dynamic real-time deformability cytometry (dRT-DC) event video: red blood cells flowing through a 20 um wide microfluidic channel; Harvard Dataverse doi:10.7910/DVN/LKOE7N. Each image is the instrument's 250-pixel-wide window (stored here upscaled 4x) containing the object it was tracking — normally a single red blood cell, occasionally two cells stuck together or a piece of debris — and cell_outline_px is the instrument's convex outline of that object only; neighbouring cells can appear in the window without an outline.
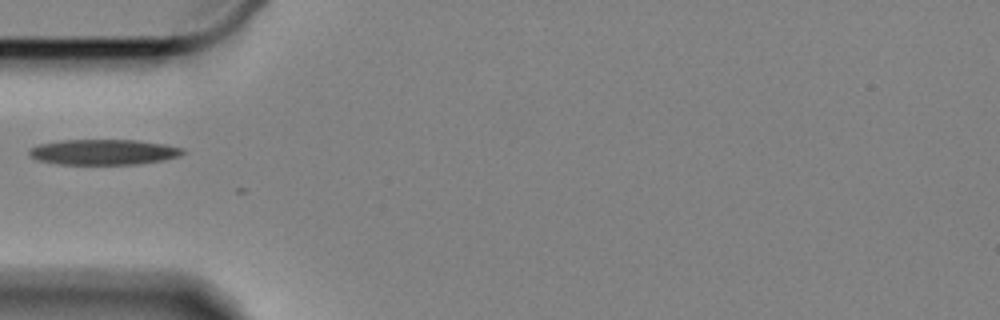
{"species": "Egyptian fruit bat (a non-hibernating species)", "species_latin": "Rousettus aegyptiacus", "temperature_condition": "cold", "stored_images_in_passage": 4, "camera_frame_rate_fps": 3000, "um_per_image_px": 0.085, "animal": {"sex": "female"}, "frame": {"image": 1, "passage_image": 2, "time_ms": 0.333, "image_size_px": [1000, 320], "cell_outline_px": [[184, 152], [180, 156], [160, 160], [136, 164], [56, 164], [36, 160], [28, 156], [28, 152], [32, 148], [40, 144], [60, 140], [136, 140], [164, 144], [184, 148]], "centroid_in_image_um": [8.76, 12.92], "position_along_channel_um": 76.2, "area_um2": 22.72}}